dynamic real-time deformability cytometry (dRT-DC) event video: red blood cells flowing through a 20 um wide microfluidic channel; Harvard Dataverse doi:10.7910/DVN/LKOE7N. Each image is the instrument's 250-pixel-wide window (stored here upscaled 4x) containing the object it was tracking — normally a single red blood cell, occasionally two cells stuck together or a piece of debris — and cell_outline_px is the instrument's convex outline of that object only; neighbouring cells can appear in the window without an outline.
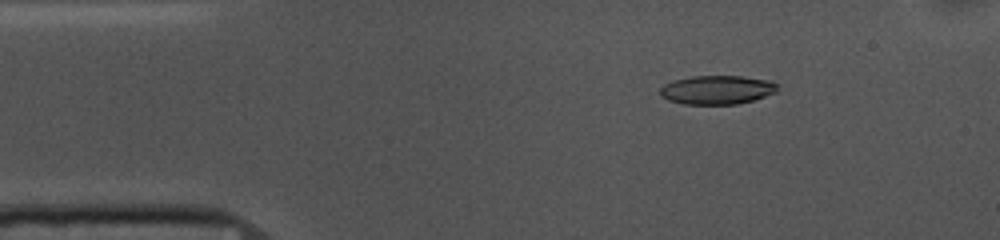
{"species": "common noctule bat (a hibernating species)", "species_latin": "Nyctalus noctula", "temperature_condition": "cold", "stored_images_in_passage": 52, "camera_frame_rate_fps": 3000, "um_per_image_px": 0.085, "animal": {"sex": "female", "body_mass_g": 10.0, "forearm_length_mm": 53.1}, "frame": {"image": 1, "passage_image": 7, "time_ms": 2.0, "image_size_px": [1000, 240], "cell_outline_px": [[780, 84], [776, 92], [752, 100], [736, 104], [684, 104], [668, 100], [660, 96], [660, 88], [664, 84], [672, 80], [692, 76], [740, 76], [772, 80]], "centroid_in_image_um": [60.95, 7.62], "position_along_channel_um": 24.0, "area_um2": 19.88}}
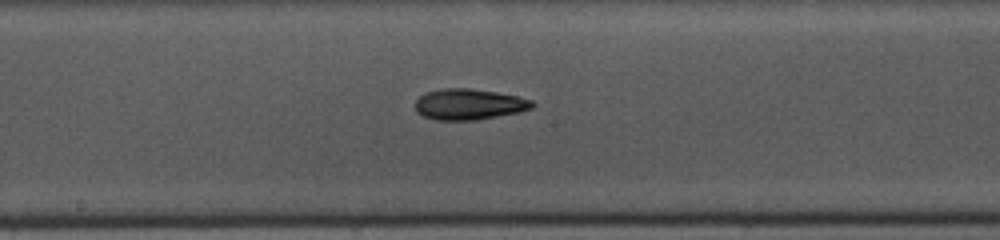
{"frame": {"image": 2, "passage_image": 26, "time_ms": 8.333, "image_size_px": [1000, 240], "cell_outline_px": [[536, 104], [532, 108], [520, 112], [476, 120], [436, 120], [424, 116], [416, 112], [416, 100], [424, 92], [440, 88], [472, 88], [496, 92], [516, 96], [532, 100]], "centroid_in_image_um": [39.86, 8.86], "position_along_channel_um": 208.3, "area_um2": 21.21}}
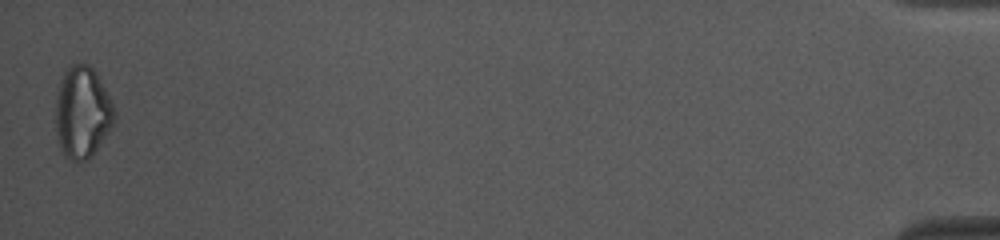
{"frame": {"image": 3, "passage_image": 52, "time_ms": 17.0, "image_size_px": [1000, 240], "cell_outline_px": [[116, 120], [92, 156], [88, 160], [72, 160], [64, 156], [60, 148], [56, 132], [56, 96], [64, 72], [72, 64], [88, 64], [96, 72], [116, 112]], "centroid_in_image_um": [7.0, 9.57], "position_along_channel_um": 428.2, "area_um2": 31.15}, "authors_computed_cell_mechanics": {"area_um2": 20.6057, "velocity_mm_per_s": 3.7046, "shape_relaxation_time_tau1_ms": 7.7472, "shape_relaxation_time_tau2_ms": 2.5905, "deformation_change_tau1": 0.1714, "deformation_change_tau2": 0.1067}}